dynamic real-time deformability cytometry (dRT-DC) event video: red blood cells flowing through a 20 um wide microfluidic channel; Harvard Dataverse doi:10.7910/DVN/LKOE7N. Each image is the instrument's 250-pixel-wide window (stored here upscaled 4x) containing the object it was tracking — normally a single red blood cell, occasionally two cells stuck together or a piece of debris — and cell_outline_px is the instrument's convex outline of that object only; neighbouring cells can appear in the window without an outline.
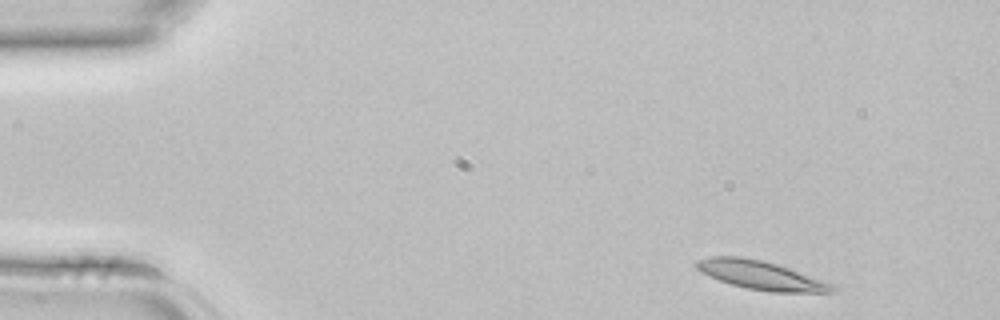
{"species": "common noctule bat (a hibernating species)", "species_latin": "Nyctalus noctula", "temperature_condition": "room temperature", "stored_images_in_passage": 4, "segment_of_instrument_passage": [2, 2], "camera_frame_rate_fps": 3000, "um_per_image_px": 0.085, "animal": {"sex": "female", "body_mass_g": 22.7, "forearm_length_mm": 54.2}, "frame": {"image": 1, "passage_image": 4, "time_ms": 1.0, "image_size_px": [1000, 320], "cell_outline_px": [[840, 288], [836, 292], [772, 292], [748, 288], [732, 284], [720, 280], [700, 272], [692, 264], [696, 260], [708, 256], [740, 256], [764, 260], [836, 284]], "centroid_in_image_um": [64.7, 23.38], "position_along_channel_um": 20.3, "area_um2": 22.95}}